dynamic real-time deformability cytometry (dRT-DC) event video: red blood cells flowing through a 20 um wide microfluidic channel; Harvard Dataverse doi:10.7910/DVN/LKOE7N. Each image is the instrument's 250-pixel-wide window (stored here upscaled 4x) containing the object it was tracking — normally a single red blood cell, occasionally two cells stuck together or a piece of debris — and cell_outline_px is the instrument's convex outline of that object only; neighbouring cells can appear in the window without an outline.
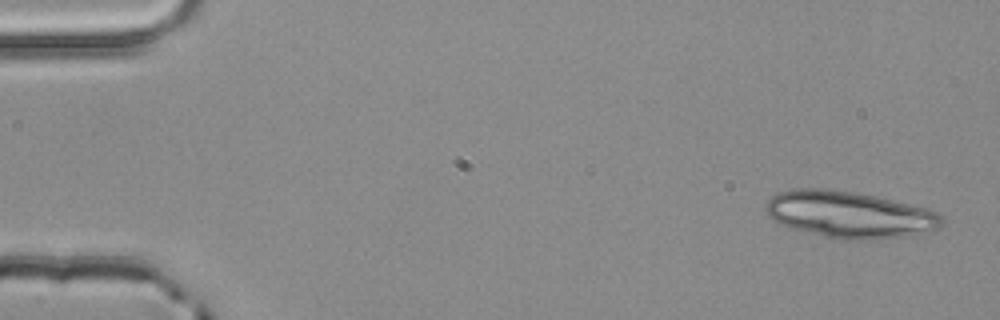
{"species": "common noctule bat (a hibernating species)", "species_latin": "Nyctalus noctula", "temperature_condition": "room temperature", "stored_images_in_passage": 3, "camera_frame_rate_fps": 3000, "um_per_image_px": 0.085, "animal": {"sex": "male", "body_mass_g": 20.4}, "frame": {"image": 1, "passage_image": 1, "time_ms": 0.0, "image_size_px": [1000, 320], "cell_outline_px": [[944, 224], [940, 228], [904, 236], [872, 240], [848, 240], [824, 236], [788, 228], [780, 224], [768, 216], [764, 212], [764, 204], [776, 192], [796, 188], [824, 188], [852, 192], [876, 196], [928, 208], [936, 212], [944, 220]], "centroid_in_image_um": [72.15, 18.23], "position_along_channel_um": 12.8, "area_um2": 48.21}}